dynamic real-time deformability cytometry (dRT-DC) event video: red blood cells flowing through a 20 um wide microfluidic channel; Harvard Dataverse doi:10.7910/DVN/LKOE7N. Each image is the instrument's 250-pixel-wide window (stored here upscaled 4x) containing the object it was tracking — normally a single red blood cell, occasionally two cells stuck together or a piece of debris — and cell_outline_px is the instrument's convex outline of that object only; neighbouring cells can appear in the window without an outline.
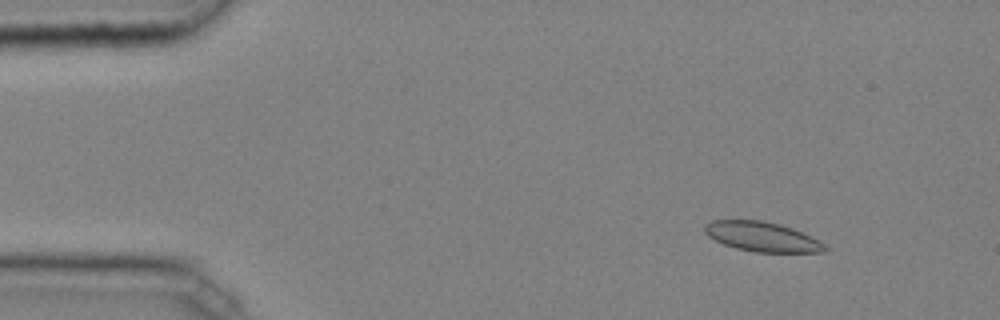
{"species": "common noctule bat (a hibernating species)", "species_latin": "Nyctalus noctula", "temperature_condition": "cold", "stored_images_in_passage": 41, "camera_frame_rate_fps": 3000, "um_per_image_px": 0.085, "animal": {"sex": "male", "body_mass_g": 20.4}, "frame": {"image": 1, "passage_image": 6, "time_ms": 1.667, "image_size_px": [1000, 320], "cell_outline_px": [[828, 248], [824, 252], [756, 252], [736, 248], [724, 244], [708, 236], [704, 232], [704, 224], [712, 220], [760, 220], [780, 224], [792, 228], [824, 244]], "centroid_in_image_um": [64.73, 20.11], "position_along_channel_um": 20.3, "area_um2": 20.52}}
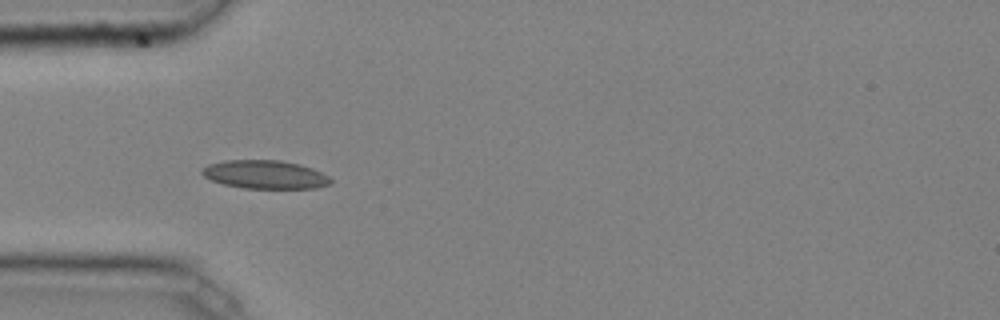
{"frame": {"image": 2, "passage_image": 15, "time_ms": 4.667, "image_size_px": [1000, 320], "cell_outline_px": [[332, 184], [316, 188], [244, 188], [224, 184], [212, 180], [204, 176], [200, 172], [208, 164], [224, 160], [280, 160], [300, 164], [312, 168], [328, 176], [332, 180]], "centroid_in_image_um": [22.55, 14.83], "position_along_channel_um": 62.5, "area_um2": 21.27}}
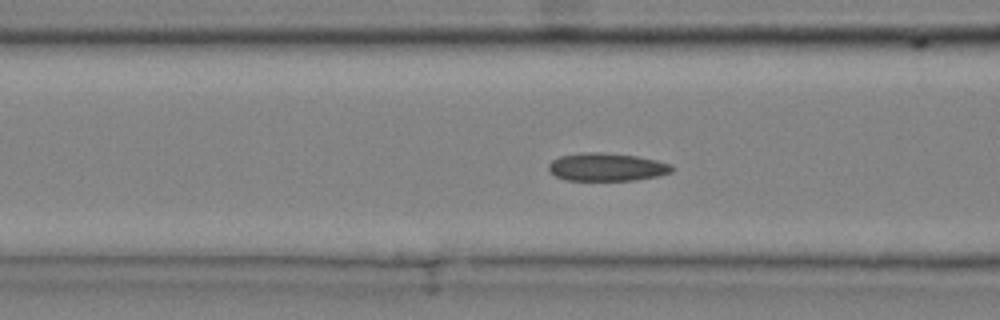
{"frame": {"image": 3, "passage_image": 19, "time_ms": 6.0, "image_size_px": [1000, 320], "cell_outline_px": [[676, 168], [672, 172], [656, 176], [636, 180], [564, 180], [556, 176], [548, 168], [548, 164], [552, 160], [560, 156], [580, 152], [604, 152], [636, 156], [656, 160], [672, 164]], "centroid_in_image_um": [51.59, 14.19], "position_along_channel_um": 115.0, "area_um2": 20.23}, "authors_computed_cell_mechanics": {"area_um2": 20.23, "velocity_mm_per_s": 4.0487, "shape_relaxation_time_tau1_ms": null, "shape_relaxation_time_tau2_ms": 5.0532, "deformation_change_tau1": null, "deformation_change_tau2": 0.0956}}